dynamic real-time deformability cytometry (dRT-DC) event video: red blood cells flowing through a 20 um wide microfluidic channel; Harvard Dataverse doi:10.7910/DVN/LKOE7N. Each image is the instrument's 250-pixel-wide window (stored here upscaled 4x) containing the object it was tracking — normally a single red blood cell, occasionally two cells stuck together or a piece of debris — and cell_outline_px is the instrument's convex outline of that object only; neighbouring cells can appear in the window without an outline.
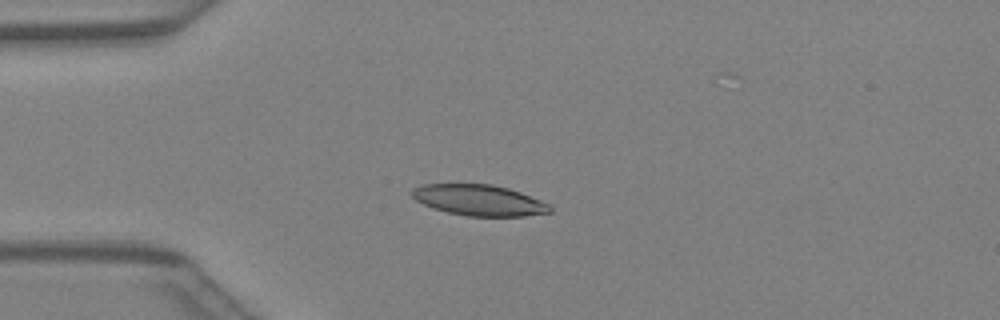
{"species": "Egyptian fruit bat (a non-hibernating species)", "species_latin": "Rousettus aegyptiacus", "temperature_condition": "warm", "stored_images_in_passage": 42, "camera_frame_rate_fps": 3000, "um_per_image_px": 0.085, "animal": {"sex": "female"}, "frame": {"image": 1, "passage_image": 11, "time_ms": 3.333, "image_size_px": [1000, 320], "cell_outline_px": [[552, 212], [524, 216], [468, 216], [448, 212], [432, 208], [416, 200], [408, 192], [412, 188], [424, 184], [492, 184], [508, 188], [520, 192], [552, 204]], "centroid_in_image_um": [40.73, 17.01], "position_along_channel_um": 44.3, "area_um2": 25.03}}
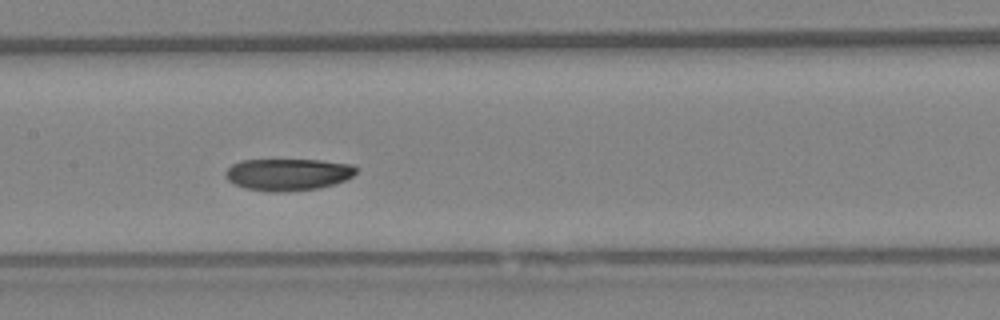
{"frame": {"image": 2, "passage_image": 21, "time_ms": 6.667, "image_size_px": [1000, 320], "cell_outline_px": [[356, 172], [352, 176], [336, 184], [320, 188], [280, 192], [268, 192], [248, 188], [236, 184], [228, 180], [224, 176], [224, 172], [232, 164], [240, 160], [320, 160], [352, 164], [356, 168]], "centroid_in_image_um": [24.47, 14.82], "position_along_channel_um": 182.9, "area_um2": 24.33}}
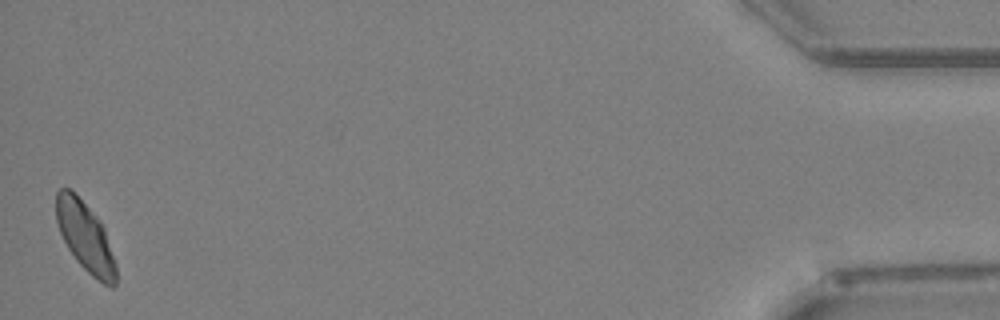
{"frame": {"image": 3, "passage_image": 42, "time_ms": 13.667, "image_size_px": [1000, 320], "cell_outline_px": [[116, 284], [112, 288], [104, 284], [92, 276], [76, 260], [68, 248], [60, 232], [56, 220], [56, 192], [60, 188], [68, 188], [100, 220], [104, 228], [116, 264]], "centroid_in_image_um": [7.25, 20.16], "position_along_channel_um": 427.9, "area_um2": 23.81}}